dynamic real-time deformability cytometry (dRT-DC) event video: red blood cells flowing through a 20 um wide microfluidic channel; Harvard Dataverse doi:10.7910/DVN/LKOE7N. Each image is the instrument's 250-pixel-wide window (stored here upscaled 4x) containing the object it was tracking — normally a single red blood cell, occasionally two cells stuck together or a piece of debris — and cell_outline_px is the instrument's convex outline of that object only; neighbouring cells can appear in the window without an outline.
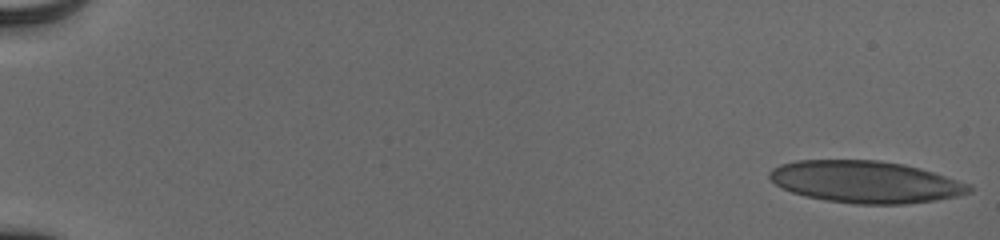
{"species": "human", "species_latin": "Homo sapiens", "temperature_condition": "cold", "stored_images_in_passage": 54, "camera_frame_rate_fps": 3000, "um_per_image_px": 0.085, "donor": {"sex": "male"}, "frame": {"image": 1, "passage_image": 1, "time_ms": 0.0, "image_size_px": [1000, 240], "cell_outline_px": [[972, 192], [956, 196], [932, 200], [904, 204], [856, 204], [828, 200], [804, 196], [780, 188], [768, 176], [768, 172], [772, 168], [780, 164], [796, 160], [880, 160], [904, 164], [932, 172], [972, 184]], "centroid_in_image_um": [73.54, 15.45], "position_along_channel_um": 11.5, "area_um2": 48.78}}
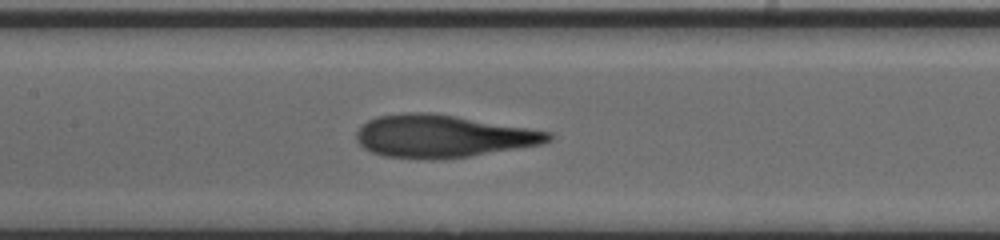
{"frame": {"image": 2, "passage_image": 28, "time_ms": 9.0, "image_size_px": [1000, 240], "cell_outline_px": [[552, 140], [540, 144], [468, 156], [384, 156], [372, 152], [364, 148], [356, 140], [356, 132], [368, 120], [376, 116], [404, 112], [432, 112], [552, 132]], "centroid_in_image_um": [37.61, 11.52], "position_along_channel_um": 169.8, "area_um2": 46.12}}
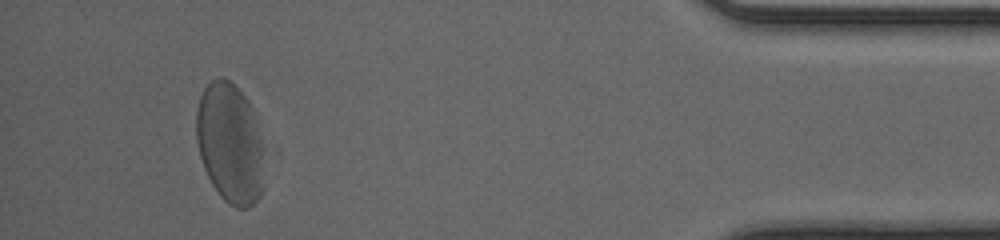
{"frame": {"image": 3, "passage_image": 51, "time_ms": 16.667, "image_size_px": [1000, 240], "cell_outline_px": [[268, 152], [264, 188], [260, 196], [248, 208], [236, 208], [228, 204], [220, 196], [212, 184], [204, 168], [200, 156], [196, 140], [196, 112], [200, 96], [204, 88], [212, 80], [220, 76], [228, 80], [248, 100], [252, 108]], "centroid_in_image_um": [19.62, 12.23], "position_along_channel_um": 415.6, "area_um2": 49.01}, "authors_computed_cell_mechanics": {"area_um2": 48.263, "velocity_mm_per_s": 3.8709, "shape_relaxation_time_tau1_ms": 3.8857, "shape_relaxation_time_tau2_ms": 1.369, "deformation_change_tau1": 0.1706, "deformation_change_tau2": 0.0969}}